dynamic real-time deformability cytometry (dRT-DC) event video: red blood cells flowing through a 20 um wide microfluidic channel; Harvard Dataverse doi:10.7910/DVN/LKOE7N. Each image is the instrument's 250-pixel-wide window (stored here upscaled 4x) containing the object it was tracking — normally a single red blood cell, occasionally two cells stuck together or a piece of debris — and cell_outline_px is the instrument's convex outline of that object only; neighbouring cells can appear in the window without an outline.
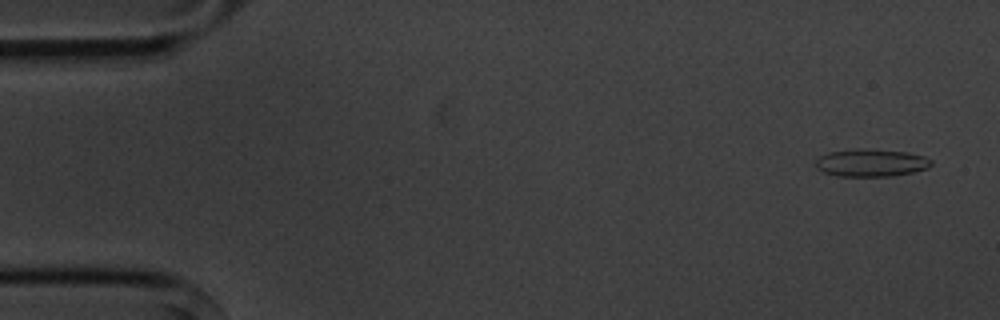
{"species": "common noctule bat (a hibernating species)", "species_latin": "Nyctalus noctula", "temperature_condition": "cold", "stored_images_in_passage": 7, "camera_frame_rate_fps": 3000, "um_per_image_px": 0.085, "animal": {"sex": "male", "body_mass_g": 20.1, "forearm_length_mm": 53.5}, "frame": {"image": 1, "passage_image": 1, "time_ms": 0.0, "image_size_px": [1000, 320], "cell_outline_px": [[932, 164], [928, 168], [912, 172], [892, 176], [836, 176], [824, 172], [816, 168], [816, 160], [820, 156], [828, 152], [856, 148], [860, 148], [904, 152], [924, 156], [932, 160]], "centroid_in_image_um": [74.02, 13.84], "position_along_channel_um": 11.0, "area_um2": 18.55}}
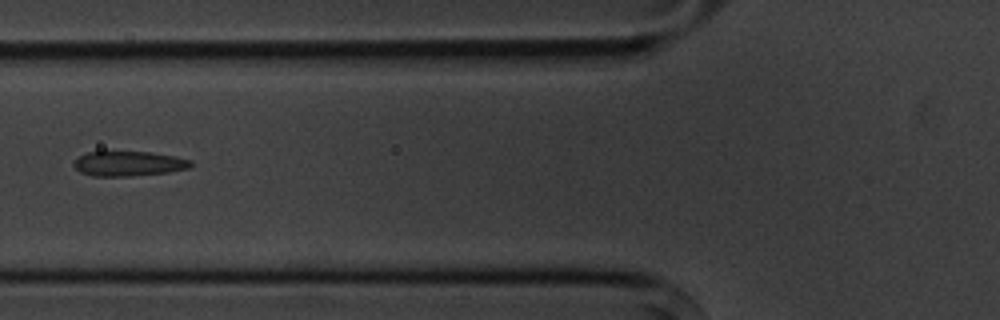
{"frame": {"image": 2, "passage_image": 6, "time_ms": 6.0, "image_size_px": [1000, 320], "cell_outline_px": [[192, 164], [188, 168], [168, 172], [132, 176], [92, 176], [80, 172], [72, 164], [80, 156], [88, 152], [152, 152], [192, 160]], "centroid_in_image_um": [10.93, 13.91], "position_along_channel_um": 114.9, "area_um2": 16.76}}
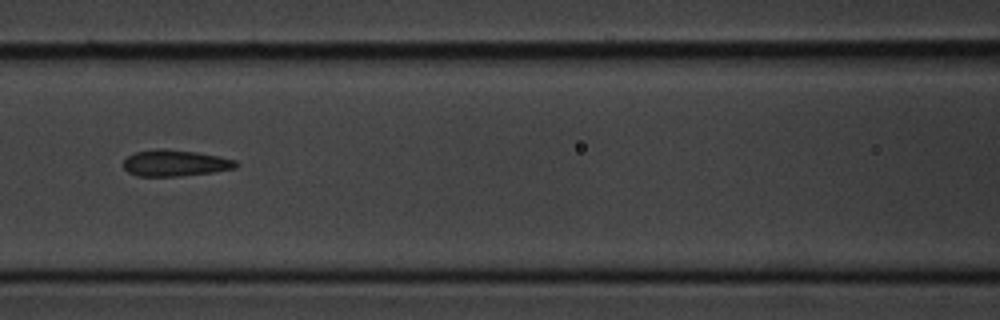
{"frame": {"image": 3, "passage_image": 7, "time_ms": 7.0, "image_size_px": [1000, 320], "cell_outline_px": [[240, 164], [236, 168], [212, 172], [180, 176], [136, 176], [128, 172], [124, 168], [124, 160], [128, 156], [136, 152], [156, 148], [164, 148], [196, 152], [220, 156], [236, 160]], "centroid_in_image_um": [14.9, 13.85], "position_along_channel_um": 151.7, "area_um2": 17.4}}